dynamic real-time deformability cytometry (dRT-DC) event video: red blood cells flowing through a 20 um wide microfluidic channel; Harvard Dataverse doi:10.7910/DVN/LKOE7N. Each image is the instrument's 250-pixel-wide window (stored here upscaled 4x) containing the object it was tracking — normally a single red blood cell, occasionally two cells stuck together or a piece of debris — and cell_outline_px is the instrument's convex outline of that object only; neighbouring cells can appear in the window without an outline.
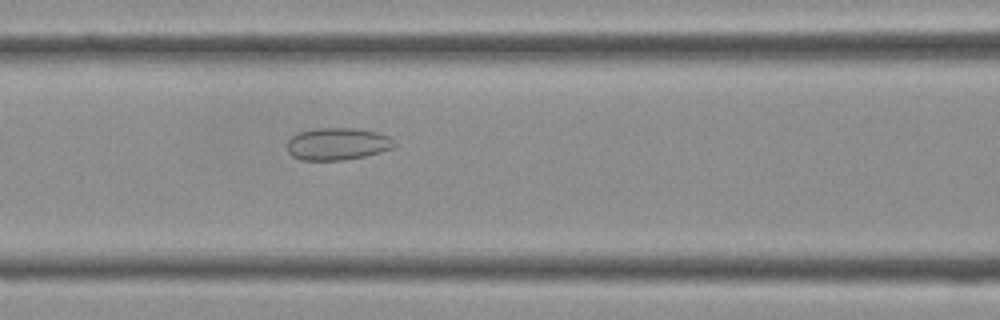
{"species": "Egyptian fruit bat (a non-hibernating species)", "species_latin": "Rousettus aegyptiacus", "temperature_condition": "cold", "stored_images_in_passage": 35, "camera_frame_rate_fps": 3000, "um_per_image_px": 0.085, "frame": {"image": 1, "passage_image": 11, "time_ms": 3.333, "image_size_px": [1000, 320], "cell_outline_px": [[396, 144], [392, 148], [380, 152], [364, 156], [344, 160], [300, 160], [292, 156], [288, 152], [288, 140], [292, 136], [300, 132], [316, 128], [356, 128], [376, 132], [388, 136]], "centroid_in_image_um": [28.67, 12.23], "position_along_channel_um": 137.9, "area_um2": 20.06}}
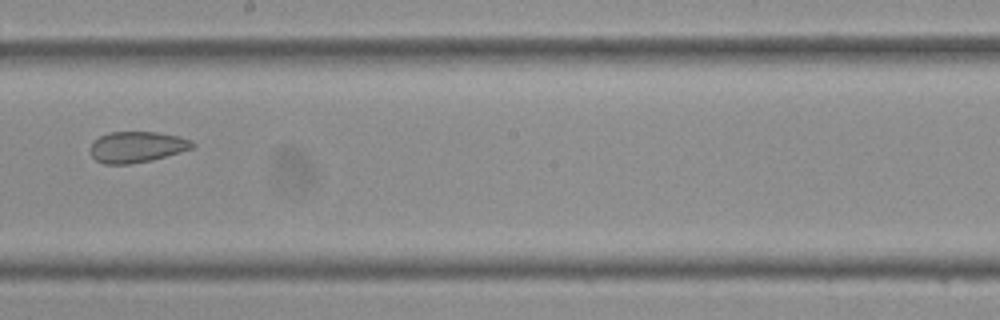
{"frame": {"image": 2, "passage_image": 17, "time_ms": 5.333, "image_size_px": [1000, 320], "cell_outline_px": [[196, 144], [192, 148], [180, 152], [152, 160], [128, 164], [104, 164], [96, 160], [88, 152], [88, 148], [92, 140], [108, 132], [156, 132], [180, 136], [192, 140]], "centroid_in_image_um": [11.59, 12.48], "position_along_channel_um": 236.6, "area_um2": 18.73}}
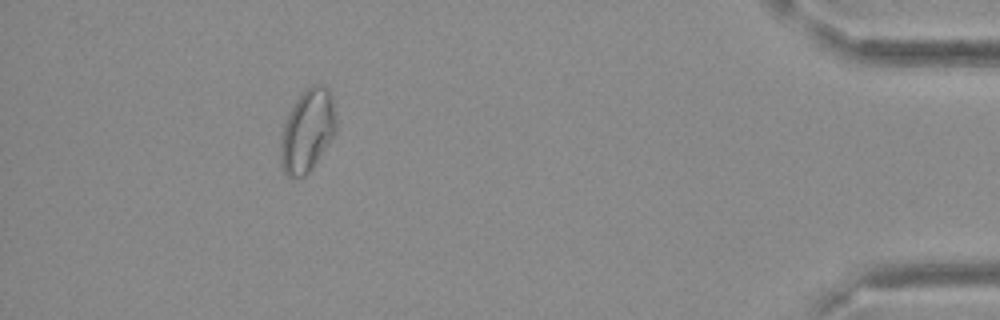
{"frame": {"image": 3, "passage_image": 31, "time_ms": 10.0, "image_size_px": [1000, 320], "cell_outline_px": [[336, 132], [312, 168], [304, 176], [292, 180], [284, 172], [280, 160], [280, 140], [284, 124], [300, 92], [304, 88], [312, 84], [320, 84], [328, 88], [332, 100], [336, 116]], "centroid_in_image_um": [26.12, 11.11], "position_along_channel_um": 409.1, "area_um2": 26.82}}